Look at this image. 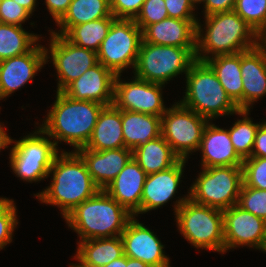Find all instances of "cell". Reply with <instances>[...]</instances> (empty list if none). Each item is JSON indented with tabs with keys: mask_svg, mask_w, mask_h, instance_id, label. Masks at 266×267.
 Here are the masks:
<instances>
[{
	"mask_svg": "<svg viewBox=\"0 0 266 267\" xmlns=\"http://www.w3.org/2000/svg\"><path fill=\"white\" fill-rule=\"evenodd\" d=\"M145 0H110L112 15L116 19H135Z\"/></svg>",
	"mask_w": 266,
	"mask_h": 267,
	"instance_id": "obj_39",
	"label": "cell"
},
{
	"mask_svg": "<svg viewBox=\"0 0 266 267\" xmlns=\"http://www.w3.org/2000/svg\"><path fill=\"white\" fill-rule=\"evenodd\" d=\"M50 175V185L34 196L41 203L57 206L63 218L101 190L91 178L82 157L73 150H62L56 155L49 170Z\"/></svg>",
	"mask_w": 266,
	"mask_h": 267,
	"instance_id": "obj_1",
	"label": "cell"
},
{
	"mask_svg": "<svg viewBox=\"0 0 266 267\" xmlns=\"http://www.w3.org/2000/svg\"><path fill=\"white\" fill-rule=\"evenodd\" d=\"M186 161L180 159L170 168L146 176L141 197V214L165 206L175 197Z\"/></svg>",
	"mask_w": 266,
	"mask_h": 267,
	"instance_id": "obj_18",
	"label": "cell"
},
{
	"mask_svg": "<svg viewBox=\"0 0 266 267\" xmlns=\"http://www.w3.org/2000/svg\"><path fill=\"white\" fill-rule=\"evenodd\" d=\"M122 130L125 148L133 151L161 136V117L122 110Z\"/></svg>",
	"mask_w": 266,
	"mask_h": 267,
	"instance_id": "obj_26",
	"label": "cell"
},
{
	"mask_svg": "<svg viewBox=\"0 0 266 267\" xmlns=\"http://www.w3.org/2000/svg\"><path fill=\"white\" fill-rule=\"evenodd\" d=\"M201 167L242 166L243 159L235 151L229 130L219 128L211 121L206 125L200 147Z\"/></svg>",
	"mask_w": 266,
	"mask_h": 267,
	"instance_id": "obj_21",
	"label": "cell"
},
{
	"mask_svg": "<svg viewBox=\"0 0 266 267\" xmlns=\"http://www.w3.org/2000/svg\"><path fill=\"white\" fill-rule=\"evenodd\" d=\"M196 47H175L151 44L142 40L134 76L151 83L164 85L184 73L196 61Z\"/></svg>",
	"mask_w": 266,
	"mask_h": 267,
	"instance_id": "obj_7",
	"label": "cell"
},
{
	"mask_svg": "<svg viewBox=\"0 0 266 267\" xmlns=\"http://www.w3.org/2000/svg\"><path fill=\"white\" fill-rule=\"evenodd\" d=\"M126 267H150V266L139 259H134L126 256Z\"/></svg>",
	"mask_w": 266,
	"mask_h": 267,
	"instance_id": "obj_46",
	"label": "cell"
},
{
	"mask_svg": "<svg viewBox=\"0 0 266 267\" xmlns=\"http://www.w3.org/2000/svg\"><path fill=\"white\" fill-rule=\"evenodd\" d=\"M258 37L262 44H266V24L265 28L258 34Z\"/></svg>",
	"mask_w": 266,
	"mask_h": 267,
	"instance_id": "obj_48",
	"label": "cell"
},
{
	"mask_svg": "<svg viewBox=\"0 0 266 267\" xmlns=\"http://www.w3.org/2000/svg\"><path fill=\"white\" fill-rule=\"evenodd\" d=\"M116 18L93 20L84 24L73 26L64 36L77 46L95 51H99L102 41L107 36L112 22Z\"/></svg>",
	"mask_w": 266,
	"mask_h": 267,
	"instance_id": "obj_31",
	"label": "cell"
},
{
	"mask_svg": "<svg viewBox=\"0 0 266 267\" xmlns=\"http://www.w3.org/2000/svg\"><path fill=\"white\" fill-rule=\"evenodd\" d=\"M116 75L113 105L119 110L162 116L168 107L164 104L162 91L165 86L132 77L131 81Z\"/></svg>",
	"mask_w": 266,
	"mask_h": 267,
	"instance_id": "obj_13",
	"label": "cell"
},
{
	"mask_svg": "<svg viewBox=\"0 0 266 267\" xmlns=\"http://www.w3.org/2000/svg\"><path fill=\"white\" fill-rule=\"evenodd\" d=\"M209 120L175 102L161 116V135L174 153L183 160L198 151L202 135Z\"/></svg>",
	"mask_w": 266,
	"mask_h": 267,
	"instance_id": "obj_11",
	"label": "cell"
},
{
	"mask_svg": "<svg viewBox=\"0 0 266 267\" xmlns=\"http://www.w3.org/2000/svg\"><path fill=\"white\" fill-rule=\"evenodd\" d=\"M195 6L198 5V4H201L202 2H204L205 0H191Z\"/></svg>",
	"mask_w": 266,
	"mask_h": 267,
	"instance_id": "obj_49",
	"label": "cell"
},
{
	"mask_svg": "<svg viewBox=\"0 0 266 267\" xmlns=\"http://www.w3.org/2000/svg\"><path fill=\"white\" fill-rule=\"evenodd\" d=\"M47 64L45 47L36 44L26 54L0 61V100L12 95L28 82Z\"/></svg>",
	"mask_w": 266,
	"mask_h": 267,
	"instance_id": "obj_15",
	"label": "cell"
},
{
	"mask_svg": "<svg viewBox=\"0 0 266 267\" xmlns=\"http://www.w3.org/2000/svg\"><path fill=\"white\" fill-rule=\"evenodd\" d=\"M116 75L103 64L97 63L71 82L62 92L74 100L93 101L113 105Z\"/></svg>",
	"mask_w": 266,
	"mask_h": 267,
	"instance_id": "obj_17",
	"label": "cell"
},
{
	"mask_svg": "<svg viewBox=\"0 0 266 267\" xmlns=\"http://www.w3.org/2000/svg\"><path fill=\"white\" fill-rule=\"evenodd\" d=\"M125 147L122 130V110L114 105L105 106L100 112L91 137L84 147L93 151Z\"/></svg>",
	"mask_w": 266,
	"mask_h": 267,
	"instance_id": "obj_24",
	"label": "cell"
},
{
	"mask_svg": "<svg viewBox=\"0 0 266 267\" xmlns=\"http://www.w3.org/2000/svg\"><path fill=\"white\" fill-rule=\"evenodd\" d=\"M49 35L50 45L48 49L45 47L46 62L50 59L53 63L58 80L57 92H62L71 82L98 63L97 53L75 45L64 35L51 31Z\"/></svg>",
	"mask_w": 266,
	"mask_h": 267,
	"instance_id": "obj_12",
	"label": "cell"
},
{
	"mask_svg": "<svg viewBox=\"0 0 266 267\" xmlns=\"http://www.w3.org/2000/svg\"><path fill=\"white\" fill-rule=\"evenodd\" d=\"M198 20H181L167 17L148 25L142 31L143 41L151 44L196 47V24Z\"/></svg>",
	"mask_w": 266,
	"mask_h": 267,
	"instance_id": "obj_23",
	"label": "cell"
},
{
	"mask_svg": "<svg viewBox=\"0 0 266 267\" xmlns=\"http://www.w3.org/2000/svg\"><path fill=\"white\" fill-rule=\"evenodd\" d=\"M134 216L120 235L124 255L139 259L150 267H170V258L164 253V245L147 226Z\"/></svg>",
	"mask_w": 266,
	"mask_h": 267,
	"instance_id": "obj_16",
	"label": "cell"
},
{
	"mask_svg": "<svg viewBox=\"0 0 266 267\" xmlns=\"http://www.w3.org/2000/svg\"><path fill=\"white\" fill-rule=\"evenodd\" d=\"M243 85V110H250L266 95V44L240 52Z\"/></svg>",
	"mask_w": 266,
	"mask_h": 267,
	"instance_id": "obj_19",
	"label": "cell"
},
{
	"mask_svg": "<svg viewBox=\"0 0 266 267\" xmlns=\"http://www.w3.org/2000/svg\"><path fill=\"white\" fill-rule=\"evenodd\" d=\"M13 199L0 197V250L10 244L19 223Z\"/></svg>",
	"mask_w": 266,
	"mask_h": 267,
	"instance_id": "obj_34",
	"label": "cell"
},
{
	"mask_svg": "<svg viewBox=\"0 0 266 267\" xmlns=\"http://www.w3.org/2000/svg\"><path fill=\"white\" fill-rule=\"evenodd\" d=\"M103 267H126V256L123 255L122 257L113 260Z\"/></svg>",
	"mask_w": 266,
	"mask_h": 267,
	"instance_id": "obj_47",
	"label": "cell"
},
{
	"mask_svg": "<svg viewBox=\"0 0 266 267\" xmlns=\"http://www.w3.org/2000/svg\"><path fill=\"white\" fill-rule=\"evenodd\" d=\"M242 169L243 183L246 186L266 190V158H245Z\"/></svg>",
	"mask_w": 266,
	"mask_h": 267,
	"instance_id": "obj_36",
	"label": "cell"
},
{
	"mask_svg": "<svg viewBox=\"0 0 266 267\" xmlns=\"http://www.w3.org/2000/svg\"><path fill=\"white\" fill-rule=\"evenodd\" d=\"M36 131L24 136L10 149L9 163L19 179L38 182L49 177V170L59 153L54 141L38 126Z\"/></svg>",
	"mask_w": 266,
	"mask_h": 267,
	"instance_id": "obj_9",
	"label": "cell"
},
{
	"mask_svg": "<svg viewBox=\"0 0 266 267\" xmlns=\"http://www.w3.org/2000/svg\"><path fill=\"white\" fill-rule=\"evenodd\" d=\"M113 16L110 0H72L68 11L57 22L60 29L52 33L65 35L73 26Z\"/></svg>",
	"mask_w": 266,
	"mask_h": 267,
	"instance_id": "obj_29",
	"label": "cell"
},
{
	"mask_svg": "<svg viewBox=\"0 0 266 267\" xmlns=\"http://www.w3.org/2000/svg\"><path fill=\"white\" fill-rule=\"evenodd\" d=\"M77 264L71 267H103L124 255L123 242L120 236L111 238L88 239L78 242Z\"/></svg>",
	"mask_w": 266,
	"mask_h": 267,
	"instance_id": "obj_25",
	"label": "cell"
},
{
	"mask_svg": "<svg viewBox=\"0 0 266 267\" xmlns=\"http://www.w3.org/2000/svg\"><path fill=\"white\" fill-rule=\"evenodd\" d=\"M84 160L95 184L104 190L132 158V150L125 147L103 151L80 148L76 151Z\"/></svg>",
	"mask_w": 266,
	"mask_h": 267,
	"instance_id": "obj_22",
	"label": "cell"
},
{
	"mask_svg": "<svg viewBox=\"0 0 266 267\" xmlns=\"http://www.w3.org/2000/svg\"><path fill=\"white\" fill-rule=\"evenodd\" d=\"M173 207L176 225L188 243L224 254L222 210L197 204L189 194L176 200Z\"/></svg>",
	"mask_w": 266,
	"mask_h": 267,
	"instance_id": "obj_6",
	"label": "cell"
},
{
	"mask_svg": "<svg viewBox=\"0 0 266 267\" xmlns=\"http://www.w3.org/2000/svg\"><path fill=\"white\" fill-rule=\"evenodd\" d=\"M250 110H239L238 119L233 126L228 129L230 140L237 154L244 160L251 156L255 141L256 131L261 123H253V120L248 117ZM248 115V116H247Z\"/></svg>",
	"mask_w": 266,
	"mask_h": 267,
	"instance_id": "obj_32",
	"label": "cell"
},
{
	"mask_svg": "<svg viewBox=\"0 0 266 267\" xmlns=\"http://www.w3.org/2000/svg\"><path fill=\"white\" fill-rule=\"evenodd\" d=\"M142 40V30L134 19H115L97 52V60L115 75L129 67L134 70Z\"/></svg>",
	"mask_w": 266,
	"mask_h": 267,
	"instance_id": "obj_10",
	"label": "cell"
},
{
	"mask_svg": "<svg viewBox=\"0 0 266 267\" xmlns=\"http://www.w3.org/2000/svg\"><path fill=\"white\" fill-rule=\"evenodd\" d=\"M201 169L187 192L193 202L220 210L238 204L243 184L242 166L202 167Z\"/></svg>",
	"mask_w": 266,
	"mask_h": 267,
	"instance_id": "obj_8",
	"label": "cell"
},
{
	"mask_svg": "<svg viewBox=\"0 0 266 267\" xmlns=\"http://www.w3.org/2000/svg\"><path fill=\"white\" fill-rule=\"evenodd\" d=\"M18 5L22 6L26 11H28L31 16L33 15V12L36 8L37 0H13Z\"/></svg>",
	"mask_w": 266,
	"mask_h": 267,
	"instance_id": "obj_45",
	"label": "cell"
},
{
	"mask_svg": "<svg viewBox=\"0 0 266 267\" xmlns=\"http://www.w3.org/2000/svg\"><path fill=\"white\" fill-rule=\"evenodd\" d=\"M204 19V28L200 20L196 24L195 58L198 61L245 52L261 43L258 34L234 10L204 16Z\"/></svg>",
	"mask_w": 266,
	"mask_h": 267,
	"instance_id": "obj_2",
	"label": "cell"
},
{
	"mask_svg": "<svg viewBox=\"0 0 266 267\" xmlns=\"http://www.w3.org/2000/svg\"><path fill=\"white\" fill-rule=\"evenodd\" d=\"M250 157L266 158V121L259 125L253 145V151Z\"/></svg>",
	"mask_w": 266,
	"mask_h": 267,
	"instance_id": "obj_42",
	"label": "cell"
},
{
	"mask_svg": "<svg viewBox=\"0 0 266 267\" xmlns=\"http://www.w3.org/2000/svg\"><path fill=\"white\" fill-rule=\"evenodd\" d=\"M2 122H0V150H3L5 148H8V145L12 144V138L9 137V135L6 133V130L4 128Z\"/></svg>",
	"mask_w": 266,
	"mask_h": 267,
	"instance_id": "obj_44",
	"label": "cell"
},
{
	"mask_svg": "<svg viewBox=\"0 0 266 267\" xmlns=\"http://www.w3.org/2000/svg\"><path fill=\"white\" fill-rule=\"evenodd\" d=\"M71 1L72 0H45V5L55 23L68 11Z\"/></svg>",
	"mask_w": 266,
	"mask_h": 267,
	"instance_id": "obj_43",
	"label": "cell"
},
{
	"mask_svg": "<svg viewBox=\"0 0 266 267\" xmlns=\"http://www.w3.org/2000/svg\"><path fill=\"white\" fill-rule=\"evenodd\" d=\"M238 205L266 221V190L248 187L243 183Z\"/></svg>",
	"mask_w": 266,
	"mask_h": 267,
	"instance_id": "obj_35",
	"label": "cell"
},
{
	"mask_svg": "<svg viewBox=\"0 0 266 267\" xmlns=\"http://www.w3.org/2000/svg\"><path fill=\"white\" fill-rule=\"evenodd\" d=\"M132 157L147 175L166 170L180 160L162 135L135 148Z\"/></svg>",
	"mask_w": 266,
	"mask_h": 267,
	"instance_id": "obj_28",
	"label": "cell"
},
{
	"mask_svg": "<svg viewBox=\"0 0 266 267\" xmlns=\"http://www.w3.org/2000/svg\"><path fill=\"white\" fill-rule=\"evenodd\" d=\"M224 253L236 247H250L266 252V221L238 204L222 210Z\"/></svg>",
	"mask_w": 266,
	"mask_h": 267,
	"instance_id": "obj_14",
	"label": "cell"
},
{
	"mask_svg": "<svg viewBox=\"0 0 266 267\" xmlns=\"http://www.w3.org/2000/svg\"><path fill=\"white\" fill-rule=\"evenodd\" d=\"M215 72L231 100L243 110V85L240 53L217 55L205 61Z\"/></svg>",
	"mask_w": 266,
	"mask_h": 267,
	"instance_id": "obj_27",
	"label": "cell"
},
{
	"mask_svg": "<svg viewBox=\"0 0 266 267\" xmlns=\"http://www.w3.org/2000/svg\"><path fill=\"white\" fill-rule=\"evenodd\" d=\"M146 172L132 157L104 191L135 217L141 214V197Z\"/></svg>",
	"mask_w": 266,
	"mask_h": 267,
	"instance_id": "obj_20",
	"label": "cell"
},
{
	"mask_svg": "<svg viewBox=\"0 0 266 267\" xmlns=\"http://www.w3.org/2000/svg\"><path fill=\"white\" fill-rule=\"evenodd\" d=\"M40 36L27 32L23 26L0 23V61L29 52Z\"/></svg>",
	"mask_w": 266,
	"mask_h": 267,
	"instance_id": "obj_30",
	"label": "cell"
},
{
	"mask_svg": "<svg viewBox=\"0 0 266 267\" xmlns=\"http://www.w3.org/2000/svg\"><path fill=\"white\" fill-rule=\"evenodd\" d=\"M134 217L104 190L77 205L65 217L80 241L120 236Z\"/></svg>",
	"mask_w": 266,
	"mask_h": 267,
	"instance_id": "obj_4",
	"label": "cell"
},
{
	"mask_svg": "<svg viewBox=\"0 0 266 267\" xmlns=\"http://www.w3.org/2000/svg\"><path fill=\"white\" fill-rule=\"evenodd\" d=\"M234 11L259 34L266 24V0H236Z\"/></svg>",
	"mask_w": 266,
	"mask_h": 267,
	"instance_id": "obj_33",
	"label": "cell"
},
{
	"mask_svg": "<svg viewBox=\"0 0 266 267\" xmlns=\"http://www.w3.org/2000/svg\"><path fill=\"white\" fill-rule=\"evenodd\" d=\"M168 16L181 20H198L194 14L197 8L191 0H164Z\"/></svg>",
	"mask_w": 266,
	"mask_h": 267,
	"instance_id": "obj_40",
	"label": "cell"
},
{
	"mask_svg": "<svg viewBox=\"0 0 266 267\" xmlns=\"http://www.w3.org/2000/svg\"><path fill=\"white\" fill-rule=\"evenodd\" d=\"M202 4L204 6V16H209L234 10L236 0H205Z\"/></svg>",
	"mask_w": 266,
	"mask_h": 267,
	"instance_id": "obj_41",
	"label": "cell"
},
{
	"mask_svg": "<svg viewBox=\"0 0 266 267\" xmlns=\"http://www.w3.org/2000/svg\"><path fill=\"white\" fill-rule=\"evenodd\" d=\"M56 100L39 127L53 139L56 146L61 141L74 147L76 152L84 148L105 105L84 100H74L56 91ZM55 139V140H54Z\"/></svg>",
	"mask_w": 266,
	"mask_h": 267,
	"instance_id": "obj_3",
	"label": "cell"
},
{
	"mask_svg": "<svg viewBox=\"0 0 266 267\" xmlns=\"http://www.w3.org/2000/svg\"><path fill=\"white\" fill-rule=\"evenodd\" d=\"M186 92L178 101L209 121L234 115L240 110L231 100L212 68L196 60L185 75Z\"/></svg>",
	"mask_w": 266,
	"mask_h": 267,
	"instance_id": "obj_5",
	"label": "cell"
},
{
	"mask_svg": "<svg viewBox=\"0 0 266 267\" xmlns=\"http://www.w3.org/2000/svg\"><path fill=\"white\" fill-rule=\"evenodd\" d=\"M30 13L13 0L0 1V23L22 26Z\"/></svg>",
	"mask_w": 266,
	"mask_h": 267,
	"instance_id": "obj_38",
	"label": "cell"
},
{
	"mask_svg": "<svg viewBox=\"0 0 266 267\" xmlns=\"http://www.w3.org/2000/svg\"><path fill=\"white\" fill-rule=\"evenodd\" d=\"M167 17L169 16L164 0H145L134 22L143 31L148 25L160 22Z\"/></svg>",
	"mask_w": 266,
	"mask_h": 267,
	"instance_id": "obj_37",
	"label": "cell"
}]
</instances>
